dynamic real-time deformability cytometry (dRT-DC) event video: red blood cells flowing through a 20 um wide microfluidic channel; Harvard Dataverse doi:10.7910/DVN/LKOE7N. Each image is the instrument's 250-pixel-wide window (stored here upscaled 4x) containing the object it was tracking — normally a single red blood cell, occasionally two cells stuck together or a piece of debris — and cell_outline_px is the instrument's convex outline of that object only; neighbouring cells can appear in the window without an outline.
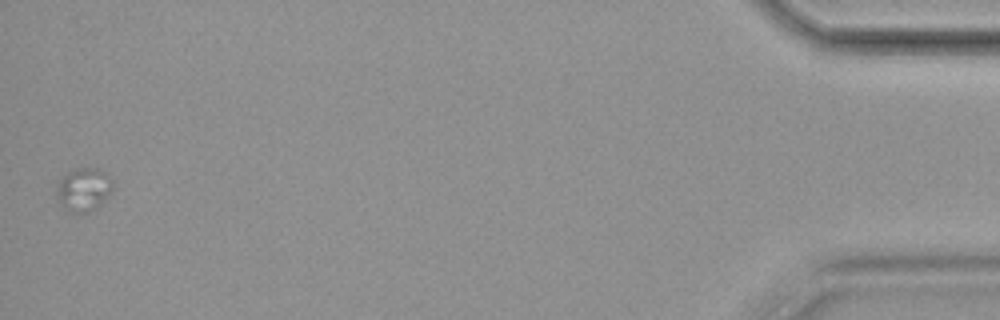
{"species": "common noctule bat (a hibernating species)", "species_latin": "Nyctalus noctula", "temperature_condition": "cold", "stored_images_in_passage": 45, "camera_frame_rate_fps": 3000, "um_per_image_px": 0.085, "animal": {"sex": "female", "body_mass_g": 19.9}, "frame": {"image": 1, "passage_image": 44, "time_ms": 14.333, "image_size_px": [1000, 320], "cell_outline_px": [[112, 188], [108, 196], [100, 204], [88, 212], [72, 212], [64, 208], [60, 204], [56, 192], [56, 188], [60, 180], [68, 172], [80, 168], [96, 168], [104, 172], [112, 180]], "centroid_in_image_um": [7.1, 16.1], "position_along_channel_um": 428.1, "area_um2": 13.81}}